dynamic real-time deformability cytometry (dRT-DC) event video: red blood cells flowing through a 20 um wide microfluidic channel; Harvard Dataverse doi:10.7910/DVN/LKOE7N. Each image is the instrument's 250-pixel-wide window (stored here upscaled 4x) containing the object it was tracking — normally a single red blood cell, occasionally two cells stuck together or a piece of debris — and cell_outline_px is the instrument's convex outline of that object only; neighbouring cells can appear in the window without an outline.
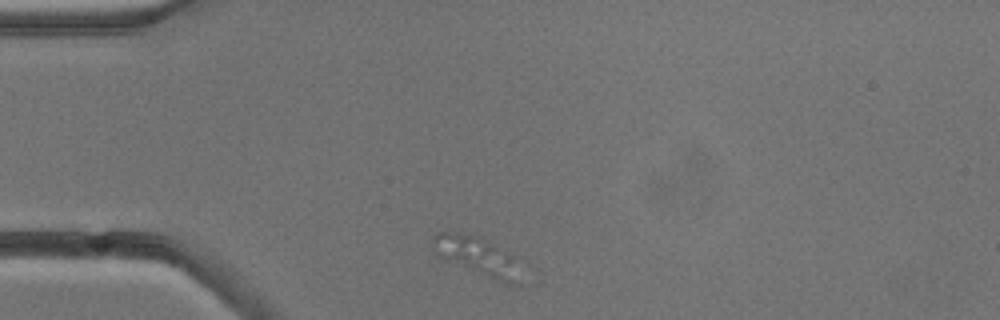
{"species": "common noctule bat (a hibernating species)", "species_latin": "Nyctalus noctula", "temperature_condition": "cold", "stored_images_in_passage": 2, "camera_frame_rate_fps": 3000, "um_per_image_px": 0.085, "animal": {"sex": "male", "body_mass_g": 13.3}, "frame": {"image": 1, "passage_image": 1, "time_ms": 0.0, "image_size_px": [1000, 320], "cell_outline_px": [[512, 260], [500, 280], [436, 256], [432, 240], [432, 236], [436, 232], [456, 232], [480, 236], [512, 256]], "centroid_in_image_um": [40.11, 21.5], "position_along_channel_um": 44.9, "area_um2": 16.76}}